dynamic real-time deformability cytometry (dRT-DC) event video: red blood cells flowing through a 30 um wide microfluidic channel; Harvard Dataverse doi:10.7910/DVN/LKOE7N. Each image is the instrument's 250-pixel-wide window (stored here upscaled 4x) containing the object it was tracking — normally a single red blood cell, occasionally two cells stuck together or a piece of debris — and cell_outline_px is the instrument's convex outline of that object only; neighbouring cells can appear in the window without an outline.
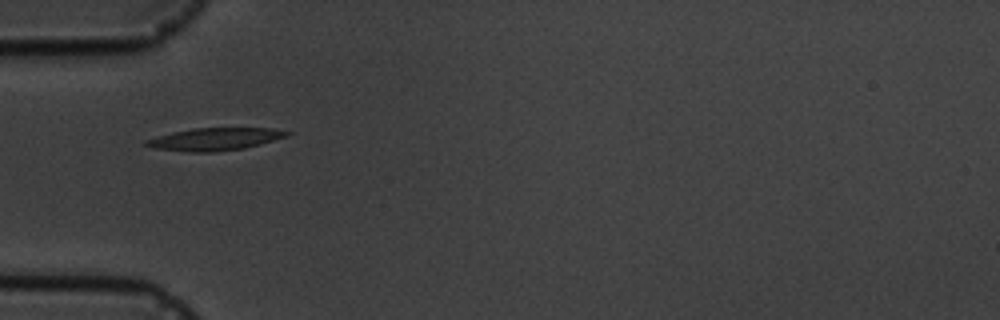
{"species": "common noctule bat (a hibernating species)", "species_latin": "Nyctalus noctula", "temperature_condition": "cold", "stored_images_in_passage": 3, "camera_frame_rate_fps": 3000, "um_per_image_px": 0.085, "animal": {"sex": "male", "body_mass_g": 19.5, "forearm_length_mm": 54.6}, "frame": {"image": 1, "passage_image": 1, "time_ms": 0.0, "image_size_px": [1000, 320], "cell_outline_px": [[292, 132], [288, 136], [260, 144], [244, 148], [212, 152], [192, 152], [156, 148], [144, 144], [144, 140], [172, 132], [192, 128], [272, 128]], "centroid_in_image_um": [18.28, 11.82], "position_along_channel_um": 66.7, "area_um2": 18.32}}
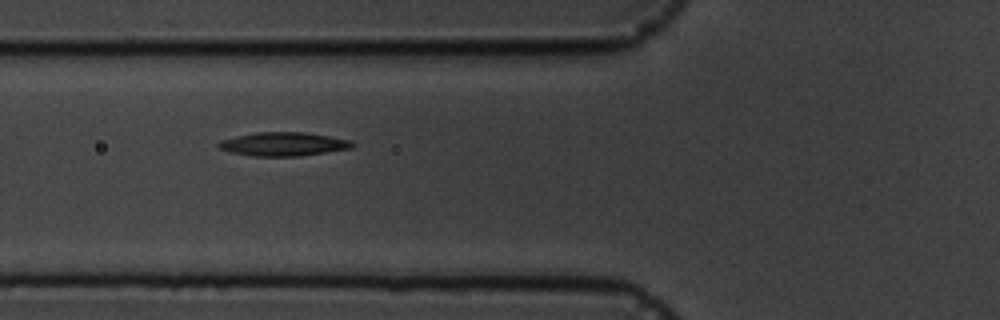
{"frame": {"image": 2, "passage_image": 2, "time_ms": 1.0, "image_size_px": [1000, 320], "cell_outline_px": [[356, 144], [352, 148], [300, 156], [252, 156], [232, 152], [220, 148], [216, 144], [220, 140], [236, 136], [256, 132], [304, 132], [352, 140]], "centroid_in_image_um": [24.11, 12.24], "position_along_channel_um": 101.7, "area_um2": 18.44}}
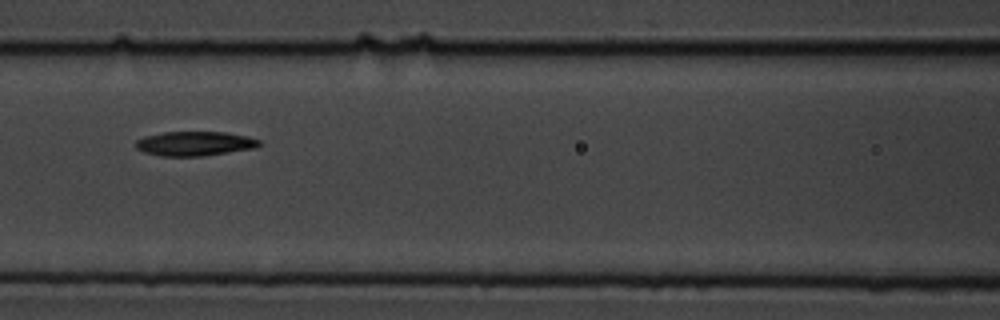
{"frame": {"image": 3, "passage_image": 3, "time_ms": 2.333, "image_size_px": [1000, 320], "cell_outline_px": [[264, 144], [256, 148], [204, 156], [160, 156], [144, 152], [136, 148], [136, 140], [144, 136], [164, 132], [224, 132], [248, 136], [260, 140]], "centroid_in_image_um": [16.59, 12.21], "position_along_channel_um": 150.0, "area_um2": 17.74}}